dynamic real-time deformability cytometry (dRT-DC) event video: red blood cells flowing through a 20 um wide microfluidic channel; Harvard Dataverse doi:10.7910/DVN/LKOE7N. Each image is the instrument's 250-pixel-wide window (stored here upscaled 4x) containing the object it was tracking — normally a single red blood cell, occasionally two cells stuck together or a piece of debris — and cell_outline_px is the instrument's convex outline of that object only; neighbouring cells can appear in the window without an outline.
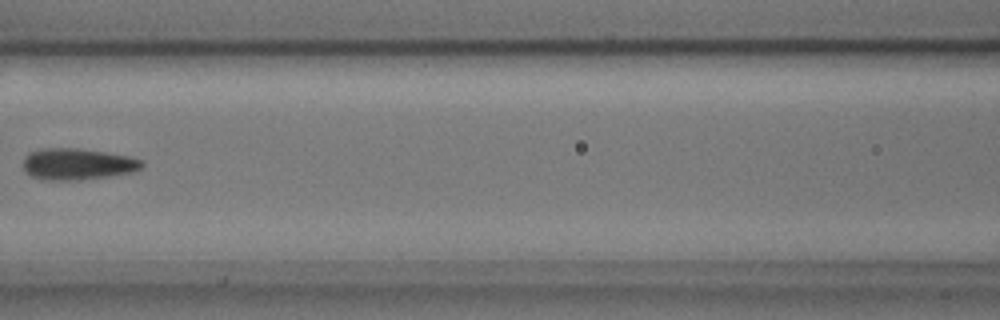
{"species": "common noctule bat (a hibernating species)", "species_latin": "Nyctalus noctula", "temperature_condition": "cold", "stored_images_in_passage": 8, "camera_frame_rate_fps": 3000, "um_per_image_px": 0.085, "animal": {"sex": "male", "body_mass_g": 17.9, "forearm_length_mm": 54.2}, "frame": {"image": 1, "passage_image": 7, "time_ms": 2.0, "image_size_px": [1000, 320], "cell_outline_px": [[144, 164], [140, 168], [132, 172], [80, 180], [48, 180], [32, 176], [24, 172], [24, 156], [28, 152], [40, 148], [80, 148], [128, 156], [144, 160]], "centroid_in_image_um": [6.56, 13.93], "position_along_channel_um": 160.0, "area_um2": 21.79}}
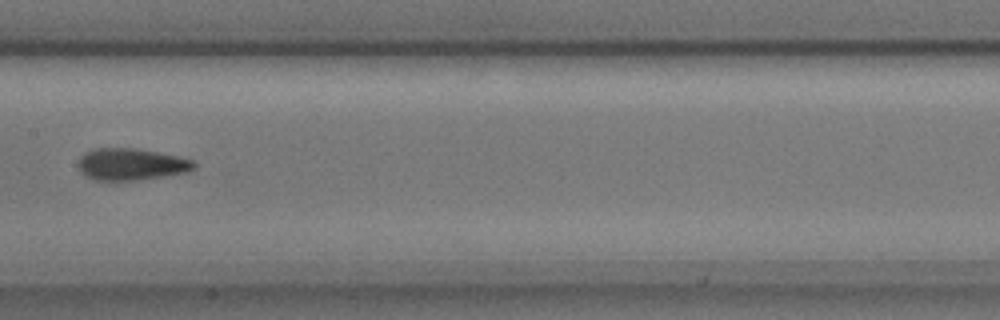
{"frame": {"image": 2, "passage_image": 8, "time_ms": 2.333, "image_size_px": [1000, 320], "cell_outline_px": [[196, 168], [188, 172], [164, 176], [136, 180], [96, 180], [84, 176], [80, 168], [80, 156], [84, 152], [96, 148], [136, 148], [180, 156], [196, 160]], "centroid_in_image_um": [11.21, 13.95], "position_along_channel_um": 196.2, "area_um2": 21.62}}